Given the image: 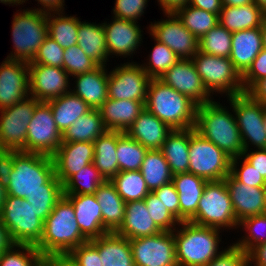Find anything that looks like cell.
Returning <instances> with one entry per match:
<instances>
[{
	"instance_id": "obj_1",
	"label": "cell",
	"mask_w": 266,
	"mask_h": 266,
	"mask_svg": "<svg viewBox=\"0 0 266 266\" xmlns=\"http://www.w3.org/2000/svg\"><path fill=\"white\" fill-rule=\"evenodd\" d=\"M7 195L26 199L35 191H63L52 156L24 151L0 155Z\"/></svg>"
},
{
	"instance_id": "obj_2",
	"label": "cell",
	"mask_w": 266,
	"mask_h": 266,
	"mask_svg": "<svg viewBox=\"0 0 266 266\" xmlns=\"http://www.w3.org/2000/svg\"><path fill=\"white\" fill-rule=\"evenodd\" d=\"M220 98L198 105L194 128L233 159L243 155L244 146L232 105L227 108Z\"/></svg>"
},
{
	"instance_id": "obj_3",
	"label": "cell",
	"mask_w": 266,
	"mask_h": 266,
	"mask_svg": "<svg viewBox=\"0 0 266 266\" xmlns=\"http://www.w3.org/2000/svg\"><path fill=\"white\" fill-rule=\"evenodd\" d=\"M87 241L78 226L73 205L63 196L44 221L43 235L35 247L42 256L68 255Z\"/></svg>"
},
{
	"instance_id": "obj_4",
	"label": "cell",
	"mask_w": 266,
	"mask_h": 266,
	"mask_svg": "<svg viewBox=\"0 0 266 266\" xmlns=\"http://www.w3.org/2000/svg\"><path fill=\"white\" fill-rule=\"evenodd\" d=\"M218 228L201 226L190 221L180 222L174 230L178 266H205L224 249ZM220 246V247H219Z\"/></svg>"
},
{
	"instance_id": "obj_5",
	"label": "cell",
	"mask_w": 266,
	"mask_h": 266,
	"mask_svg": "<svg viewBox=\"0 0 266 266\" xmlns=\"http://www.w3.org/2000/svg\"><path fill=\"white\" fill-rule=\"evenodd\" d=\"M198 105L159 78H152L147 89L145 108L172 129L195 127Z\"/></svg>"
},
{
	"instance_id": "obj_6",
	"label": "cell",
	"mask_w": 266,
	"mask_h": 266,
	"mask_svg": "<svg viewBox=\"0 0 266 266\" xmlns=\"http://www.w3.org/2000/svg\"><path fill=\"white\" fill-rule=\"evenodd\" d=\"M46 12L20 8L13 14L11 25L12 51L6 59L31 62L48 36Z\"/></svg>"
},
{
	"instance_id": "obj_7",
	"label": "cell",
	"mask_w": 266,
	"mask_h": 266,
	"mask_svg": "<svg viewBox=\"0 0 266 266\" xmlns=\"http://www.w3.org/2000/svg\"><path fill=\"white\" fill-rule=\"evenodd\" d=\"M189 221L197 225L225 230V232L235 231V229L239 232V223L234 214L225 180L206 183L196 214Z\"/></svg>"
},
{
	"instance_id": "obj_8",
	"label": "cell",
	"mask_w": 266,
	"mask_h": 266,
	"mask_svg": "<svg viewBox=\"0 0 266 266\" xmlns=\"http://www.w3.org/2000/svg\"><path fill=\"white\" fill-rule=\"evenodd\" d=\"M192 62L205 88L212 96L225 94L227 98L244 93L242 76L228 57H218L198 50Z\"/></svg>"
},
{
	"instance_id": "obj_9",
	"label": "cell",
	"mask_w": 266,
	"mask_h": 266,
	"mask_svg": "<svg viewBox=\"0 0 266 266\" xmlns=\"http://www.w3.org/2000/svg\"><path fill=\"white\" fill-rule=\"evenodd\" d=\"M13 244L36 246L43 235L44 221L26 199L7 195L0 213Z\"/></svg>"
},
{
	"instance_id": "obj_10",
	"label": "cell",
	"mask_w": 266,
	"mask_h": 266,
	"mask_svg": "<svg viewBox=\"0 0 266 266\" xmlns=\"http://www.w3.org/2000/svg\"><path fill=\"white\" fill-rule=\"evenodd\" d=\"M188 172L207 181L224 180L230 174L231 158L213 142L190 128Z\"/></svg>"
},
{
	"instance_id": "obj_11",
	"label": "cell",
	"mask_w": 266,
	"mask_h": 266,
	"mask_svg": "<svg viewBox=\"0 0 266 266\" xmlns=\"http://www.w3.org/2000/svg\"><path fill=\"white\" fill-rule=\"evenodd\" d=\"M232 105L239 128L244 151L266 148V129L264 127V108L261 102L254 100L248 93L227 97ZM252 147V148H251Z\"/></svg>"
},
{
	"instance_id": "obj_12",
	"label": "cell",
	"mask_w": 266,
	"mask_h": 266,
	"mask_svg": "<svg viewBox=\"0 0 266 266\" xmlns=\"http://www.w3.org/2000/svg\"><path fill=\"white\" fill-rule=\"evenodd\" d=\"M38 103L29 96L0 110V155L10 151L26 152L27 128Z\"/></svg>"
},
{
	"instance_id": "obj_13",
	"label": "cell",
	"mask_w": 266,
	"mask_h": 266,
	"mask_svg": "<svg viewBox=\"0 0 266 266\" xmlns=\"http://www.w3.org/2000/svg\"><path fill=\"white\" fill-rule=\"evenodd\" d=\"M114 67L109 71L108 98L146 101L151 78L140 63L131 59Z\"/></svg>"
},
{
	"instance_id": "obj_14",
	"label": "cell",
	"mask_w": 266,
	"mask_h": 266,
	"mask_svg": "<svg viewBox=\"0 0 266 266\" xmlns=\"http://www.w3.org/2000/svg\"><path fill=\"white\" fill-rule=\"evenodd\" d=\"M163 16L160 21L150 22L147 33L165 44L179 59H192L199 50V40L184 27L176 14L164 13Z\"/></svg>"
},
{
	"instance_id": "obj_15",
	"label": "cell",
	"mask_w": 266,
	"mask_h": 266,
	"mask_svg": "<svg viewBox=\"0 0 266 266\" xmlns=\"http://www.w3.org/2000/svg\"><path fill=\"white\" fill-rule=\"evenodd\" d=\"M62 144V134L47 102H39L29 122L26 152L52 156Z\"/></svg>"
},
{
	"instance_id": "obj_16",
	"label": "cell",
	"mask_w": 266,
	"mask_h": 266,
	"mask_svg": "<svg viewBox=\"0 0 266 266\" xmlns=\"http://www.w3.org/2000/svg\"><path fill=\"white\" fill-rule=\"evenodd\" d=\"M135 266H178L174 231L130 239Z\"/></svg>"
},
{
	"instance_id": "obj_17",
	"label": "cell",
	"mask_w": 266,
	"mask_h": 266,
	"mask_svg": "<svg viewBox=\"0 0 266 266\" xmlns=\"http://www.w3.org/2000/svg\"><path fill=\"white\" fill-rule=\"evenodd\" d=\"M111 17L110 22H107L106 19L102 22L109 56L110 58L120 56V58H128L127 60H129L137 55L135 53L143 45L144 31L139 22Z\"/></svg>"
},
{
	"instance_id": "obj_18",
	"label": "cell",
	"mask_w": 266,
	"mask_h": 266,
	"mask_svg": "<svg viewBox=\"0 0 266 266\" xmlns=\"http://www.w3.org/2000/svg\"><path fill=\"white\" fill-rule=\"evenodd\" d=\"M28 67L30 96L39 102H47L70 92L71 78L63 68L42 64H28Z\"/></svg>"
},
{
	"instance_id": "obj_19",
	"label": "cell",
	"mask_w": 266,
	"mask_h": 266,
	"mask_svg": "<svg viewBox=\"0 0 266 266\" xmlns=\"http://www.w3.org/2000/svg\"><path fill=\"white\" fill-rule=\"evenodd\" d=\"M159 79L179 93L188 96L197 105L214 100V96L205 88L192 59H180Z\"/></svg>"
},
{
	"instance_id": "obj_20",
	"label": "cell",
	"mask_w": 266,
	"mask_h": 266,
	"mask_svg": "<svg viewBox=\"0 0 266 266\" xmlns=\"http://www.w3.org/2000/svg\"><path fill=\"white\" fill-rule=\"evenodd\" d=\"M0 110L30 96L29 67L25 61L4 59L0 63Z\"/></svg>"
},
{
	"instance_id": "obj_21",
	"label": "cell",
	"mask_w": 266,
	"mask_h": 266,
	"mask_svg": "<svg viewBox=\"0 0 266 266\" xmlns=\"http://www.w3.org/2000/svg\"><path fill=\"white\" fill-rule=\"evenodd\" d=\"M55 176L62 185L83 167L93 163V142H62L52 155Z\"/></svg>"
},
{
	"instance_id": "obj_22",
	"label": "cell",
	"mask_w": 266,
	"mask_h": 266,
	"mask_svg": "<svg viewBox=\"0 0 266 266\" xmlns=\"http://www.w3.org/2000/svg\"><path fill=\"white\" fill-rule=\"evenodd\" d=\"M224 180L238 223L245 218L266 213L264 187L244 185L231 174H228Z\"/></svg>"
},
{
	"instance_id": "obj_23",
	"label": "cell",
	"mask_w": 266,
	"mask_h": 266,
	"mask_svg": "<svg viewBox=\"0 0 266 266\" xmlns=\"http://www.w3.org/2000/svg\"><path fill=\"white\" fill-rule=\"evenodd\" d=\"M64 196L73 205L78 226L88 240L110 232L103 225L101 207L95 194H64Z\"/></svg>"
},
{
	"instance_id": "obj_24",
	"label": "cell",
	"mask_w": 266,
	"mask_h": 266,
	"mask_svg": "<svg viewBox=\"0 0 266 266\" xmlns=\"http://www.w3.org/2000/svg\"><path fill=\"white\" fill-rule=\"evenodd\" d=\"M107 66H98L91 72L73 76L70 91L86 102L91 109H99L108 99Z\"/></svg>"
},
{
	"instance_id": "obj_25",
	"label": "cell",
	"mask_w": 266,
	"mask_h": 266,
	"mask_svg": "<svg viewBox=\"0 0 266 266\" xmlns=\"http://www.w3.org/2000/svg\"><path fill=\"white\" fill-rule=\"evenodd\" d=\"M173 129L146 108L129 127L126 133L148 150L161 149Z\"/></svg>"
},
{
	"instance_id": "obj_26",
	"label": "cell",
	"mask_w": 266,
	"mask_h": 266,
	"mask_svg": "<svg viewBox=\"0 0 266 266\" xmlns=\"http://www.w3.org/2000/svg\"><path fill=\"white\" fill-rule=\"evenodd\" d=\"M145 102L108 98L99 108L105 128L126 132L145 108Z\"/></svg>"
},
{
	"instance_id": "obj_27",
	"label": "cell",
	"mask_w": 266,
	"mask_h": 266,
	"mask_svg": "<svg viewBox=\"0 0 266 266\" xmlns=\"http://www.w3.org/2000/svg\"><path fill=\"white\" fill-rule=\"evenodd\" d=\"M262 49L261 27L234 32L229 59L242 76Z\"/></svg>"
},
{
	"instance_id": "obj_28",
	"label": "cell",
	"mask_w": 266,
	"mask_h": 266,
	"mask_svg": "<svg viewBox=\"0 0 266 266\" xmlns=\"http://www.w3.org/2000/svg\"><path fill=\"white\" fill-rule=\"evenodd\" d=\"M162 232L154 223L146 208L144 200L126 203L123 223L115 231L127 239L152 236Z\"/></svg>"
},
{
	"instance_id": "obj_29",
	"label": "cell",
	"mask_w": 266,
	"mask_h": 266,
	"mask_svg": "<svg viewBox=\"0 0 266 266\" xmlns=\"http://www.w3.org/2000/svg\"><path fill=\"white\" fill-rule=\"evenodd\" d=\"M207 182L204 178L189 172L173 175L172 183L179 196L180 222L189 221L196 214Z\"/></svg>"
},
{
	"instance_id": "obj_30",
	"label": "cell",
	"mask_w": 266,
	"mask_h": 266,
	"mask_svg": "<svg viewBox=\"0 0 266 266\" xmlns=\"http://www.w3.org/2000/svg\"><path fill=\"white\" fill-rule=\"evenodd\" d=\"M89 241L98 249L102 266H135L129 239L109 232Z\"/></svg>"
},
{
	"instance_id": "obj_31",
	"label": "cell",
	"mask_w": 266,
	"mask_h": 266,
	"mask_svg": "<svg viewBox=\"0 0 266 266\" xmlns=\"http://www.w3.org/2000/svg\"><path fill=\"white\" fill-rule=\"evenodd\" d=\"M77 32V46L99 66H107L110 56L106 46L105 31L102 22L80 21ZM87 21V22H86Z\"/></svg>"
},
{
	"instance_id": "obj_32",
	"label": "cell",
	"mask_w": 266,
	"mask_h": 266,
	"mask_svg": "<svg viewBox=\"0 0 266 266\" xmlns=\"http://www.w3.org/2000/svg\"><path fill=\"white\" fill-rule=\"evenodd\" d=\"M266 13L255 3L243 6H223L219 24L232 33L262 26Z\"/></svg>"
},
{
	"instance_id": "obj_33",
	"label": "cell",
	"mask_w": 266,
	"mask_h": 266,
	"mask_svg": "<svg viewBox=\"0 0 266 266\" xmlns=\"http://www.w3.org/2000/svg\"><path fill=\"white\" fill-rule=\"evenodd\" d=\"M190 128L173 129L165 139L161 152L172 175L187 173L189 167Z\"/></svg>"
},
{
	"instance_id": "obj_34",
	"label": "cell",
	"mask_w": 266,
	"mask_h": 266,
	"mask_svg": "<svg viewBox=\"0 0 266 266\" xmlns=\"http://www.w3.org/2000/svg\"><path fill=\"white\" fill-rule=\"evenodd\" d=\"M95 196L101 207L103 225L110 232H115L123 223L126 202L110 180H105L98 187Z\"/></svg>"
},
{
	"instance_id": "obj_35",
	"label": "cell",
	"mask_w": 266,
	"mask_h": 266,
	"mask_svg": "<svg viewBox=\"0 0 266 266\" xmlns=\"http://www.w3.org/2000/svg\"><path fill=\"white\" fill-rule=\"evenodd\" d=\"M51 107L58 130L63 134L79 117L89 112L91 108L80 97L71 91L47 101Z\"/></svg>"
},
{
	"instance_id": "obj_36",
	"label": "cell",
	"mask_w": 266,
	"mask_h": 266,
	"mask_svg": "<svg viewBox=\"0 0 266 266\" xmlns=\"http://www.w3.org/2000/svg\"><path fill=\"white\" fill-rule=\"evenodd\" d=\"M94 166L105 180H111L119 173L116 154L117 131L107 130L94 142Z\"/></svg>"
},
{
	"instance_id": "obj_37",
	"label": "cell",
	"mask_w": 266,
	"mask_h": 266,
	"mask_svg": "<svg viewBox=\"0 0 266 266\" xmlns=\"http://www.w3.org/2000/svg\"><path fill=\"white\" fill-rule=\"evenodd\" d=\"M106 131L99 109H91L66 129L62 142H94Z\"/></svg>"
},
{
	"instance_id": "obj_38",
	"label": "cell",
	"mask_w": 266,
	"mask_h": 266,
	"mask_svg": "<svg viewBox=\"0 0 266 266\" xmlns=\"http://www.w3.org/2000/svg\"><path fill=\"white\" fill-rule=\"evenodd\" d=\"M63 12L47 14L48 36L56 41L63 49L77 45L79 18L76 15H67Z\"/></svg>"
},
{
	"instance_id": "obj_39",
	"label": "cell",
	"mask_w": 266,
	"mask_h": 266,
	"mask_svg": "<svg viewBox=\"0 0 266 266\" xmlns=\"http://www.w3.org/2000/svg\"><path fill=\"white\" fill-rule=\"evenodd\" d=\"M140 171L150 192L172 182L173 175L160 149L146 152Z\"/></svg>"
},
{
	"instance_id": "obj_40",
	"label": "cell",
	"mask_w": 266,
	"mask_h": 266,
	"mask_svg": "<svg viewBox=\"0 0 266 266\" xmlns=\"http://www.w3.org/2000/svg\"><path fill=\"white\" fill-rule=\"evenodd\" d=\"M147 151V148L126 132L117 131L116 154L119 172L140 170Z\"/></svg>"
},
{
	"instance_id": "obj_41",
	"label": "cell",
	"mask_w": 266,
	"mask_h": 266,
	"mask_svg": "<svg viewBox=\"0 0 266 266\" xmlns=\"http://www.w3.org/2000/svg\"><path fill=\"white\" fill-rule=\"evenodd\" d=\"M175 14L181 20L184 27L198 40L219 24V16L217 14L195 8L191 5L179 9Z\"/></svg>"
},
{
	"instance_id": "obj_42",
	"label": "cell",
	"mask_w": 266,
	"mask_h": 266,
	"mask_svg": "<svg viewBox=\"0 0 266 266\" xmlns=\"http://www.w3.org/2000/svg\"><path fill=\"white\" fill-rule=\"evenodd\" d=\"M110 181L126 203L144 200L150 192L140 170L119 172Z\"/></svg>"
},
{
	"instance_id": "obj_43",
	"label": "cell",
	"mask_w": 266,
	"mask_h": 266,
	"mask_svg": "<svg viewBox=\"0 0 266 266\" xmlns=\"http://www.w3.org/2000/svg\"><path fill=\"white\" fill-rule=\"evenodd\" d=\"M244 236L237 238L233 244L248 253L255 246L266 242V213L245 218L239 222L238 230Z\"/></svg>"
},
{
	"instance_id": "obj_44",
	"label": "cell",
	"mask_w": 266,
	"mask_h": 266,
	"mask_svg": "<svg viewBox=\"0 0 266 266\" xmlns=\"http://www.w3.org/2000/svg\"><path fill=\"white\" fill-rule=\"evenodd\" d=\"M105 181L93 163L83 167L63 184V194H95Z\"/></svg>"
},
{
	"instance_id": "obj_45",
	"label": "cell",
	"mask_w": 266,
	"mask_h": 266,
	"mask_svg": "<svg viewBox=\"0 0 266 266\" xmlns=\"http://www.w3.org/2000/svg\"><path fill=\"white\" fill-rule=\"evenodd\" d=\"M153 39L154 46L149 55L146 57L147 60L140 65L147 73V75L152 78H160L169 68H171L176 62L180 59L179 57L169 49L165 44L158 42L156 39Z\"/></svg>"
},
{
	"instance_id": "obj_46",
	"label": "cell",
	"mask_w": 266,
	"mask_h": 266,
	"mask_svg": "<svg viewBox=\"0 0 266 266\" xmlns=\"http://www.w3.org/2000/svg\"><path fill=\"white\" fill-rule=\"evenodd\" d=\"M232 32L217 24L199 39V51L218 56L230 57Z\"/></svg>"
},
{
	"instance_id": "obj_47",
	"label": "cell",
	"mask_w": 266,
	"mask_h": 266,
	"mask_svg": "<svg viewBox=\"0 0 266 266\" xmlns=\"http://www.w3.org/2000/svg\"><path fill=\"white\" fill-rule=\"evenodd\" d=\"M42 257L34 245L12 244L0 253V266H40Z\"/></svg>"
},
{
	"instance_id": "obj_48",
	"label": "cell",
	"mask_w": 266,
	"mask_h": 266,
	"mask_svg": "<svg viewBox=\"0 0 266 266\" xmlns=\"http://www.w3.org/2000/svg\"><path fill=\"white\" fill-rule=\"evenodd\" d=\"M99 65L88 57L83 50L73 45L64 51L63 69L73 77L78 74L91 72Z\"/></svg>"
},
{
	"instance_id": "obj_49",
	"label": "cell",
	"mask_w": 266,
	"mask_h": 266,
	"mask_svg": "<svg viewBox=\"0 0 266 266\" xmlns=\"http://www.w3.org/2000/svg\"><path fill=\"white\" fill-rule=\"evenodd\" d=\"M144 202L151 219L162 231H174L180 224L153 192L147 194Z\"/></svg>"
},
{
	"instance_id": "obj_50",
	"label": "cell",
	"mask_w": 266,
	"mask_h": 266,
	"mask_svg": "<svg viewBox=\"0 0 266 266\" xmlns=\"http://www.w3.org/2000/svg\"><path fill=\"white\" fill-rule=\"evenodd\" d=\"M230 174L239 182L250 187H265L266 180L243 157L231 159Z\"/></svg>"
},
{
	"instance_id": "obj_51",
	"label": "cell",
	"mask_w": 266,
	"mask_h": 266,
	"mask_svg": "<svg viewBox=\"0 0 266 266\" xmlns=\"http://www.w3.org/2000/svg\"><path fill=\"white\" fill-rule=\"evenodd\" d=\"M64 51L65 49L59 46L54 39L47 36L39 47L36 56L28 64H42L63 68Z\"/></svg>"
},
{
	"instance_id": "obj_52",
	"label": "cell",
	"mask_w": 266,
	"mask_h": 266,
	"mask_svg": "<svg viewBox=\"0 0 266 266\" xmlns=\"http://www.w3.org/2000/svg\"><path fill=\"white\" fill-rule=\"evenodd\" d=\"M63 196V191H35L26 200L37 212V217L45 221Z\"/></svg>"
},
{
	"instance_id": "obj_53",
	"label": "cell",
	"mask_w": 266,
	"mask_h": 266,
	"mask_svg": "<svg viewBox=\"0 0 266 266\" xmlns=\"http://www.w3.org/2000/svg\"><path fill=\"white\" fill-rule=\"evenodd\" d=\"M149 0H115L112 16L138 22L146 12Z\"/></svg>"
},
{
	"instance_id": "obj_54",
	"label": "cell",
	"mask_w": 266,
	"mask_h": 266,
	"mask_svg": "<svg viewBox=\"0 0 266 266\" xmlns=\"http://www.w3.org/2000/svg\"><path fill=\"white\" fill-rule=\"evenodd\" d=\"M266 77V50L262 49L251 66L242 75L244 93H247L258 81Z\"/></svg>"
},
{
	"instance_id": "obj_55",
	"label": "cell",
	"mask_w": 266,
	"mask_h": 266,
	"mask_svg": "<svg viewBox=\"0 0 266 266\" xmlns=\"http://www.w3.org/2000/svg\"><path fill=\"white\" fill-rule=\"evenodd\" d=\"M68 256L77 266H102L99 251L90 241L74 248Z\"/></svg>"
},
{
	"instance_id": "obj_56",
	"label": "cell",
	"mask_w": 266,
	"mask_h": 266,
	"mask_svg": "<svg viewBox=\"0 0 266 266\" xmlns=\"http://www.w3.org/2000/svg\"><path fill=\"white\" fill-rule=\"evenodd\" d=\"M247 260L248 254L232 243L205 266H243Z\"/></svg>"
},
{
	"instance_id": "obj_57",
	"label": "cell",
	"mask_w": 266,
	"mask_h": 266,
	"mask_svg": "<svg viewBox=\"0 0 266 266\" xmlns=\"http://www.w3.org/2000/svg\"><path fill=\"white\" fill-rule=\"evenodd\" d=\"M168 211L180 222L179 196L172 182L152 191Z\"/></svg>"
},
{
	"instance_id": "obj_58",
	"label": "cell",
	"mask_w": 266,
	"mask_h": 266,
	"mask_svg": "<svg viewBox=\"0 0 266 266\" xmlns=\"http://www.w3.org/2000/svg\"><path fill=\"white\" fill-rule=\"evenodd\" d=\"M266 180V148L244 151L242 155Z\"/></svg>"
},
{
	"instance_id": "obj_59",
	"label": "cell",
	"mask_w": 266,
	"mask_h": 266,
	"mask_svg": "<svg viewBox=\"0 0 266 266\" xmlns=\"http://www.w3.org/2000/svg\"><path fill=\"white\" fill-rule=\"evenodd\" d=\"M37 1L38 8L31 7V9L50 13V12H63L65 11V0H35ZM40 6V7H39Z\"/></svg>"
},
{
	"instance_id": "obj_60",
	"label": "cell",
	"mask_w": 266,
	"mask_h": 266,
	"mask_svg": "<svg viewBox=\"0 0 266 266\" xmlns=\"http://www.w3.org/2000/svg\"><path fill=\"white\" fill-rule=\"evenodd\" d=\"M188 5L217 14L218 16L223 7L221 0H189Z\"/></svg>"
},
{
	"instance_id": "obj_61",
	"label": "cell",
	"mask_w": 266,
	"mask_h": 266,
	"mask_svg": "<svg viewBox=\"0 0 266 266\" xmlns=\"http://www.w3.org/2000/svg\"><path fill=\"white\" fill-rule=\"evenodd\" d=\"M247 254L251 264L255 266H266V242L255 246Z\"/></svg>"
},
{
	"instance_id": "obj_62",
	"label": "cell",
	"mask_w": 266,
	"mask_h": 266,
	"mask_svg": "<svg viewBox=\"0 0 266 266\" xmlns=\"http://www.w3.org/2000/svg\"><path fill=\"white\" fill-rule=\"evenodd\" d=\"M41 266H77L68 255L43 256Z\"/></svg>"
},
{
	"instance_id": "obj_63",
	"label": "cell",
	"mask_w": 266,
	"mask_h": 266,
	"mask_svg": "<svg viewBox=\"0 0 266 266\" xmlns=\"http://www.w3.org/2000/svg\"><path fill=\"white\" fill-rule=\"evenodd\" d=\"M158 5H160L162 14L166 13H176L179 9L187 6L189 0H157Z\"/></svg>"
},
{
	"instance_id": "obj_64",
	"label": "cell",
	"mask_w": 266,
	"mask_h": 266,
	"mask_svg": "<svg viewBox=\"0 0 266 266\" xmlns=\"http://www.w3.org/2000/svg\"><path fill=\"white\" fill-rule=\"evenodd\" d=\"M247 93L266 106V77L258 81Z\"/></svg>"
},
{
	"instance_id": "obj_65",
	"label": "cell",
	"mask_w": 266,
	"mask_h": 266,
	"mask_svg": "<svg viewBox=\"0 0 266 266\" xmlns=\"http://www.w3.org/2000/svg\"><path fill=\"white\" fill-rule=\"evenodd\" d=\"M12 244L13 242L10 239L7 228L4 226L0 219V253L8 249Z\"/></svg>"
},
{
	"instance_id": "obj_66",
	"label": "cell",
	"mask_w": 266,
	"mask_h": 266,
	"mask_svg": "<svg viewBox=\"0 0 266 266\" xmlns=\"http://www.w3.org/2000/svg\"><path fill=\"white\" fill-rule=\"evenodd\" d=\"M6 196H7V192H6L4 177H3L1 165H0V213H1L2 205H3V202Z\"/></svg>"
},
{
	"instance_id": "obj_67",
	"label": "cell",
	"mask_w": 266,
	"mask_h": 266,
	"mask_svg": "<svg viewBox=\"0 0 266 266\" xmlns=\"http://www.w3.org/2000/svg\"><path fill=\"white\" fill-rule=\"evenodd\" d=\"M223 6H243L250 3H254L253 0H221Z\"/></svg>"
},
{
	"instance_id": "obj_68",
	"label": "cell",
	"mask_w": 266,
	"mask_h": 266,
	"mask_svg": "<svg viewBox=\"0 0 266 266\" xmlns=\"http://www.w3.org/2000/svg\"><path fill=\"white\" fill-rule=\"evenodd\" d=\"M27 1L29 0H0V3L5 4V5H9L10 6H20L21 4L24 5L25 3H27Z\"/></svg>"
},
{
	"instance_id": "obj_69",
	"label": "cell",
	"mask_w": 266,
	"mask_h": 266,
	"mask_svg": "<svg viewBox=\"0 0 266 266\" xmlns=\"http://www.w3.org/2000/svg\"><path fill=\"white\" fill-rule=\"evenodd\" d=\"M261 31H262L263 49L266 50V17L263 20V23H262V26H261Z\"/></svg>"
},
{
	"instance_id": "obj_70",
	"label": "cell",
	"mask_w": 266,
	"mask_h": 266,
	"mask_svg": "<svg viewBox=\"0 0 266 266\" xmlns=\"http://www.w3.org/2000/svg\"><path fill=\"white\" fill-rule=\"evenodd\" d=\"M254 3L266 13V0H253Z\"/></svg>"
},
{
	"instance_id": "obj_71",
	"label": "cell",
	"mask_w": 266,
	"mask_h": 266,
	"mask_svg": "<svg viewBox=\"0 0 266 266\" xmlns=\"http://www.w3.org/2000/svg\"><path fill=\"white\" fill-rule=\"evenodd\" d=\"M264 127L266 129V107L264 108Z\"/></svg>"
},
{
	"instance_id": "obj_72",
	"label": "cell",
	"mask_w": 266,
	"mask_h": 266,
	"mask_svg": "<svg viewBox=\"0 0 266 266\" xmlns=\"http://www.w3.org/2000/svg\"><path fill=\"white\" fill-rule=\"evenodd\" d=\"M243 266H255V265L251 264V262L247 260Z\"/></svg>"
}]
</instances>
